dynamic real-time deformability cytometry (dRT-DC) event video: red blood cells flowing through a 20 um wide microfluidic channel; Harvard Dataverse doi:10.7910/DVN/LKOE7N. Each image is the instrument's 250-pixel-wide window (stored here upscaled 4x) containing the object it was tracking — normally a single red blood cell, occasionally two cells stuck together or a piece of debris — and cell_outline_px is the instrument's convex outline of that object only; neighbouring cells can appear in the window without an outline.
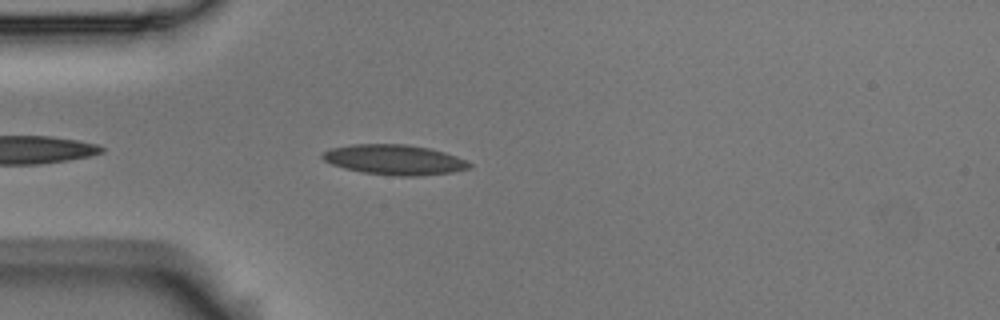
{"species": "Egyptian fruit bat (a non-hibernating species)", "species_latin": "Rousettus aegyptiacus", "temperature_condition": "room temperature", "stored_images_in_passage": 4, "camera_frame_rate_fps": 3000, "um_per_image_px": 0.085, "animal": {"sex": "male"}, "frame": {"image": 1, "passage_image": 4, "time_ms": 1.0, "image_size_px": [1000, 320], "cell_outline_px": [[472, 164], [468, 168], [452, 172], [416, 176], [400, 176], [364, 172], [344, 168], [332, 164], [324, 160], [320, 156], [328, 148], [352, 144], [408, 144], [432, 148], [456, 156]], "centroid_in_image_um": [33.5, 13.56], "position_along_channel_um": 51.5, "area_um2": 25.66}}